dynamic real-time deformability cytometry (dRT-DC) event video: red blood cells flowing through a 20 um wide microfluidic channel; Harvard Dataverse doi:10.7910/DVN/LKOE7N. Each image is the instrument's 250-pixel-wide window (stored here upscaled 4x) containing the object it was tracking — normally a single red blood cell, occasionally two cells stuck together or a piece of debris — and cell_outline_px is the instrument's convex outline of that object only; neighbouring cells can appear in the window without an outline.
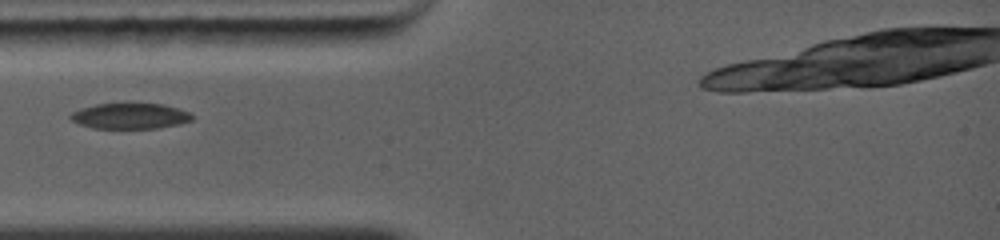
{"species": "common noctule bat (a hibernating species)", "species_latin": "Nyctalus noctula", "temperature_condition": "warm", "stored_images_in_passage": 3, "camera_frame_rate_fps": 5000, "um_per_image_px": 0.085, "animal": {"sex": "female", "body_mass_g": 19.0, "forearm_length_mm": 56.7}, "frame": {"image": 1, "passage_image": 1, "time_ms": 0.0, "image_size_px": [1000, 240], "cell_outline_px": [[192, 120], [176, 124], [156, 128], [92, 128], [80, 124], [72, 120], [68, 116], [72, 112], [96, 104], [160, 104], [176, 108], [188, 112], [192, 116]], "centroid_in_image_um": [11.01, 9.87], "position_along_channel_um": 74.0, "area_um2": 17.69}}
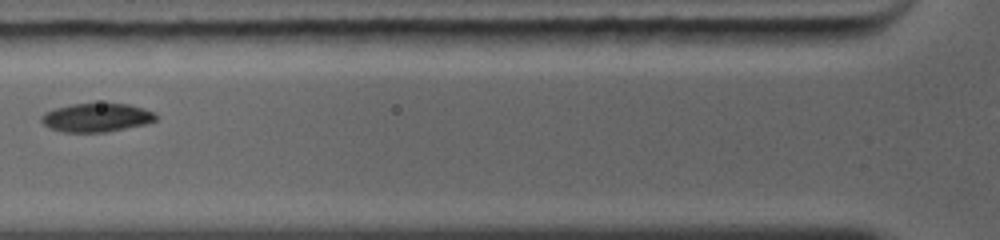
{"frame": {"image": 2, "passage_image": 2, "time_ms": 1.0, "image_size_px": [1000, 240], "cell_outline_px": [[156, 120], [144, 124], [104, 132], [60, 132], [44, 124], [40, 120], [40, 116], [56, 108], [72, 104], [128, 104], [152, 112], [156, 116]], "centroid_in_image_um": [8.16, 10.0], "position_along_channel_um": 117.6, "area_um2": 18.55}}
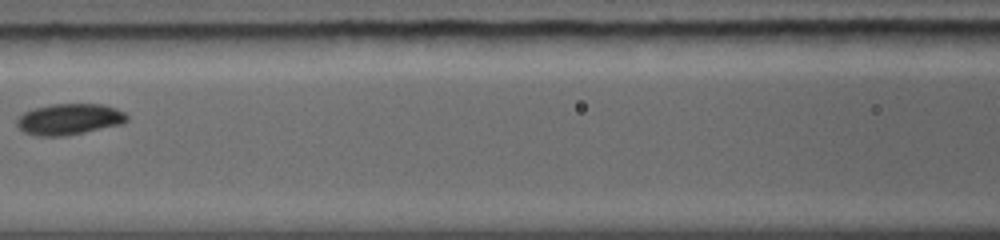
{"frame": {"image": 3, "passage_image": 3, "time_ms": 2.0, "image_size_px": [1000, 240], "cell_outline_px": [[128, 120], [120, 124], [84, 132], [64, 136], [36, 136], [24, 132], [16, 124], [16, 120], [24, 112], [36, 108], [52, 104], [104, 104], [124, 112], [128, 116]], "centroid_in_image_um": [5.88, 10.13], "position_along_channel_um": 160.7, "area_um2": 19.77}}